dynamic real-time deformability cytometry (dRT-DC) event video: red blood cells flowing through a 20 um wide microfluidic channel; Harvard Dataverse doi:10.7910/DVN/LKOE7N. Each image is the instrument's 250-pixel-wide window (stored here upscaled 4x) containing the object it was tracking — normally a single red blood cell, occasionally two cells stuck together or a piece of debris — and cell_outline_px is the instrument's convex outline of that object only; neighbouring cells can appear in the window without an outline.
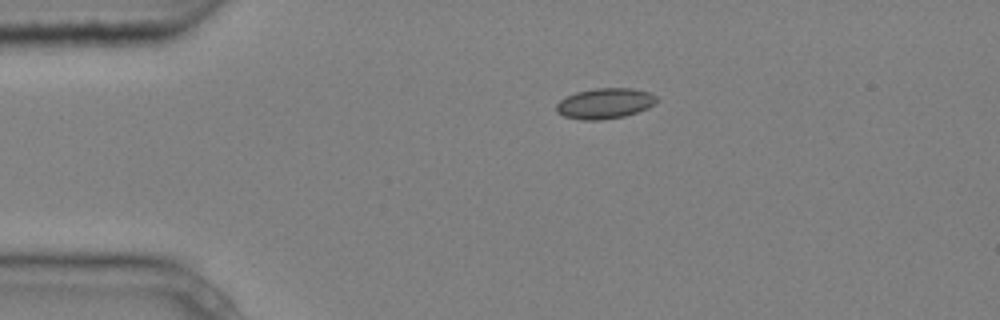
{"species": "common noctule bat (a hibernating species)", "species_latin": "Nyctalus noctula", "temperature_condition": "cold", "stored_images_in_passage": 4, "camera_frame_rate_fps": 3000, "um_per_image_px": 0.085, "animal": {"sex": "male", "body_mass_g": 20.4}, "frame": {"image": 1, "passage_image": 1, "time_ms": 0.0, "image_size_px": [1000, 320], "cell_outline_px": [[656, 104], [648, 108], [624, 116], [600, 120], [580, 120], [564, 116], [556, 112], [556, 104], [560, 100], [576, 92], [596, 88], [632, 88], [648, 92], [656, 96]], "centroid_in_image_um": [51.4, 8.79], "position_along_channel_um": 33.6, "area_um2": 17.8}}